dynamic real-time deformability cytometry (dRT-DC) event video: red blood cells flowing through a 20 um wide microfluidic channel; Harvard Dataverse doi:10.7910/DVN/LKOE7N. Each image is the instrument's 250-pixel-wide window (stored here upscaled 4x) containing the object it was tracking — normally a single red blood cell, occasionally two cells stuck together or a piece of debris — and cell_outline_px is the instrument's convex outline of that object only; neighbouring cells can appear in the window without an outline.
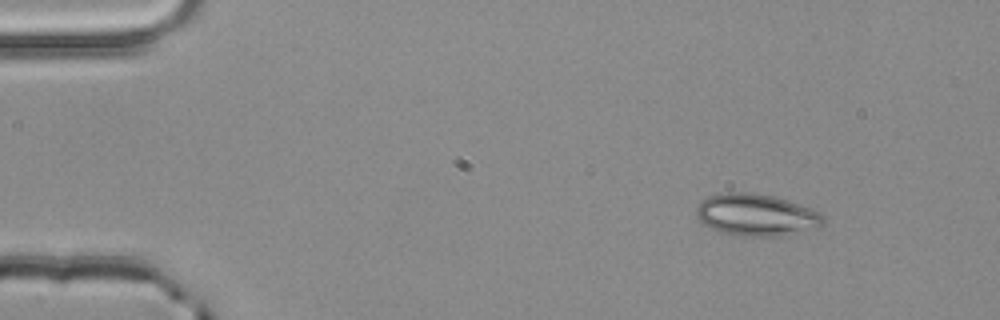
{"species": "common noctule bat (a hibernating species)", "species_latin": "Nyctalus noctula", "temperature_condition": "room temperature", "stored_images_in_passage": 5, "camera_frame_rate_fps": 3000, "um_per_image_px": 0.085, "animal": {"sex": "male", "body_mass_g": 20.4}, "frame": {"image": 1, "passage_image": 1, "time_ms": 0.0, "image_size_px": [1000, 320], "cell_outline_px": [[824, 224], [784, 236], [744, 236], [720, 232], [704, 224], [696, 216], [696, 208], [700, 200], [708, 196], [724, 192], [752, 192], [772, 196], [812, 208], [820, 212], [824, 216]], "centroid_in_image_um": [64.25, 18.25], "position_along_channel_um": 20.7, "area_um2": 30.98}}